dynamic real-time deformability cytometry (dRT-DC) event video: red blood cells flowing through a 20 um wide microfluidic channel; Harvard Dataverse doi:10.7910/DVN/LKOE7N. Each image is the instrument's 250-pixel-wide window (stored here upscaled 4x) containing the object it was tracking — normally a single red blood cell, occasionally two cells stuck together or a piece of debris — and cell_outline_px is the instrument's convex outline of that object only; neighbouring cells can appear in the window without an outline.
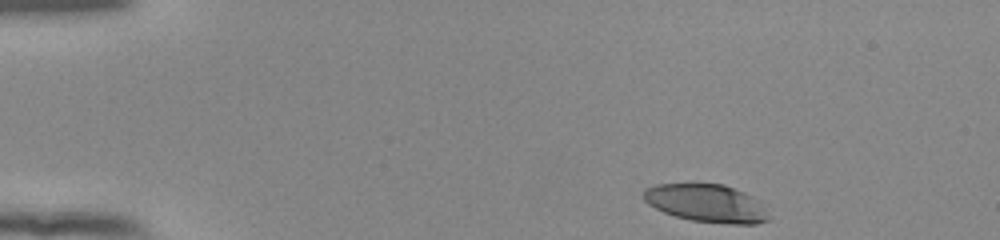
{"species": "human", "species_latin": "Homo sapiens", "temperature_condition": "room temperature", "stored_images_in_passage": 40, "camera_frame_rate_fps": 3000, "um_per_image_px": 0.085, "donor": {"sex": "female"}, "frame": {"image": 1, "passage_image": 1, "time_ms": 0.0, "image_size_px": [1000, 240], "cell_outline_px": [[768, 220], [756, 224], [728, 224], [692, 220], [676, 216], [664, 212], [648, 204], [644, 200], [644, 188], [656, 184], [724, 184], [744, 192], [760, 200], [768, 216]], "centroid_in_image_um": [60.06, 17.27], "position_along_channel_um": 24.9, "area_um2": 27.57}}
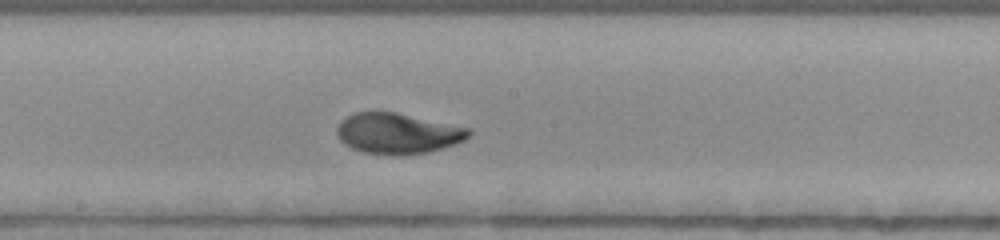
{"frame": {"image": 2, "passage_image": 23, "time_ms": 7.333, "image_size_px": [1000, 240], "cell_outline_px": [[472, 132], [464, 140], [456, 144], [428, 152], [400, 156], [392, 156], [360, 152], [344, 144], [336, 136], [336, 128], [340, 120], [356, 112], [396, 112], [472, 128]], "centroid_in_image_um": [33.79, 11.35], "position_along_channel_um": 214.4, "area_um2": 31.73}}
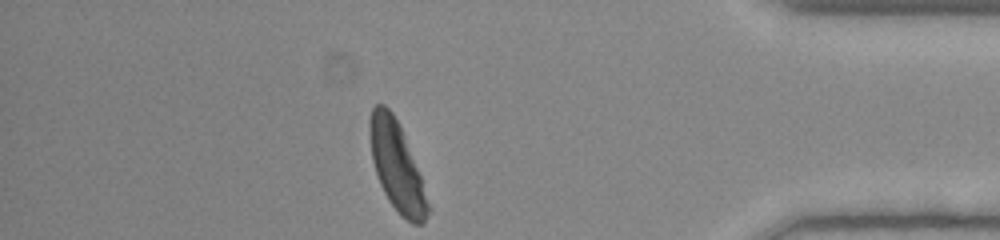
{"frame": {"image": 3, "passage_image": 40, "time_ms": 13.0, "image_size_px": [1000, 240], "cell_outline_px": [[432, 208], [424, 220], [420, 224], [412, 224], [400, 216], [388, 200], [380, 184], [372, 160], [368, 132], [368, 120], [372, 108], [376, 104], [384, 104], [392, 112], [400, 128], [420, 176]], "centroid_in_image_um": [33.7, 14.17], "position_along_channel_um": 401.5, "area_um2": 29.94}, "authors_computed_cell_mechanics": {"area_um2": 30.7496, "velocity_mm_per_s": 3.8692, "shape_relaxation_time_tau1_ms": 4.0644, "shape_relaxation_time_tau2_ms": 1.1319, "deformation_change_tau1": 0.1933, "deformation_change_tau2": 0.0571}}